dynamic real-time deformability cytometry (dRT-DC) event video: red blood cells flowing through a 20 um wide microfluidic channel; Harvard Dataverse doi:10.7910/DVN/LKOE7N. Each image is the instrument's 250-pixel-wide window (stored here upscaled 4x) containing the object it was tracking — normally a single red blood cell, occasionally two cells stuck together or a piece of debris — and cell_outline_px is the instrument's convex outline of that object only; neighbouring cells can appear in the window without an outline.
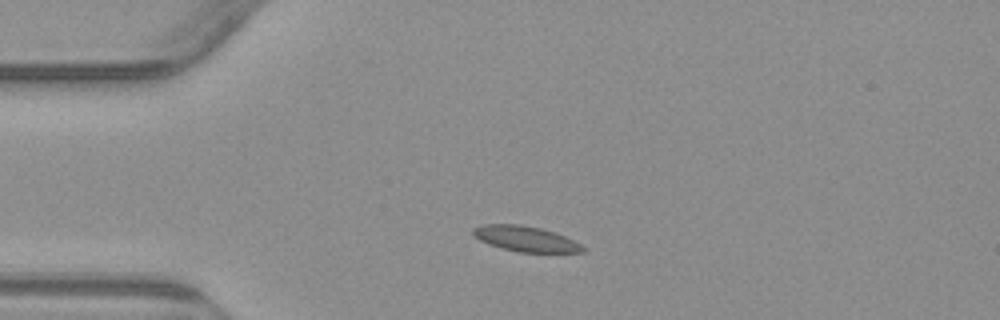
{"species": "common noctule bat (a hibernating species)", "species_latin": "Nyctalus noctula", "temperature_condition": "warm", "stored_images_in_passage": 42, "camera_frame_rate_fps": 3000, "um_per_image_px": 0.085, "animal": {"sex": "male", "body_mass_g": 23.1, "forearm_length_mm": 52.7}, "frame": {"image": 1, "passage_image": 1, "time_ms": 0.0, "image_size_px": [1000, 320], "cell_outline_px": [[584, 252], [516, 252], [500, 248], [488, 244], [472, 236], [472, 228], [480, 224], [520, 224], [540, 228], [556, 232], [580, 244], [584, 248]], "centroid_in_image_um": [44.6, 20.29], "position_along_channel_um": 40.4, "area_um2": 16.36}}
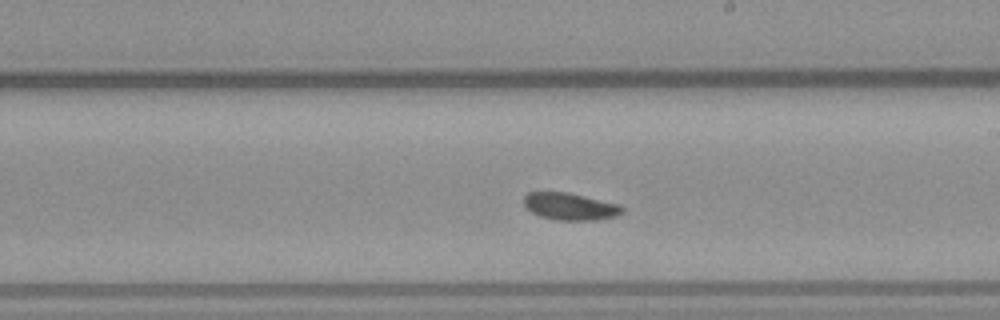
{"frame": {"image": 2, "passage_image": 19, "time_ms": 6.0, "image_size_px": [1000, 320], "cell_outline_px": [[624, 212], [616, 216], [596, 220], [556, 220], [540, 216], [532, 212], [524, 204], [524, 196], [528, 192], [568, 192], [620, 204], [624, 208]], "centroid_in_image_um": [48.49, 17.55], "position_along_channel_um": 240.5, "area_um2": 15.61}}
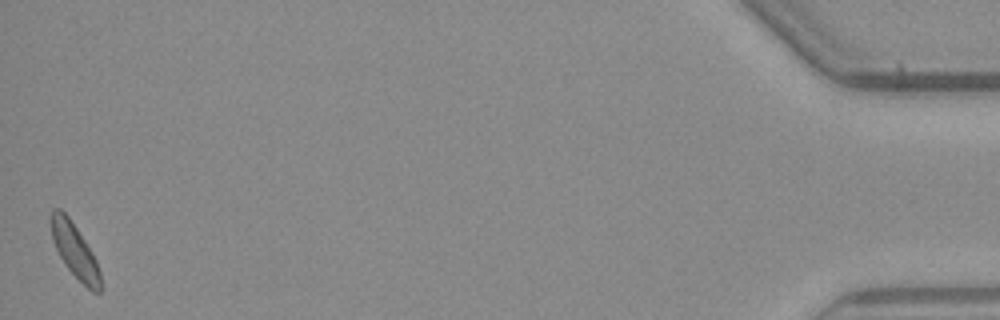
{"frame": {"image": 3, "passage_image": 42, "time_ms": 13.667, "image_size_px": [1000, 320], "cell_outline_px": [[100, 292], [92, 292], [68, 268], [60, 256], [56, 248], [52, 236], [48, 220], [48, 216], [52, 208], [60, 208], [68, 216], [92, 252], [96, 260], [100, 272]], "centroid_in_image_um": [6.31, 21.23], "position_along_channel_um": 428.9, "area_um2": 15.37}, "authors_computed_cell_mechanics": {"area_um2": 15.7794, "velocity_mm_per_s": 3.7851, "shape_relaxation_time_tau1_ms": 2.0076, "shape_relaxation_time_tau2_ms": 2.7943, "deformation_change_tau1": 0.0583, "deformation_change_tau2": 0.0548}}